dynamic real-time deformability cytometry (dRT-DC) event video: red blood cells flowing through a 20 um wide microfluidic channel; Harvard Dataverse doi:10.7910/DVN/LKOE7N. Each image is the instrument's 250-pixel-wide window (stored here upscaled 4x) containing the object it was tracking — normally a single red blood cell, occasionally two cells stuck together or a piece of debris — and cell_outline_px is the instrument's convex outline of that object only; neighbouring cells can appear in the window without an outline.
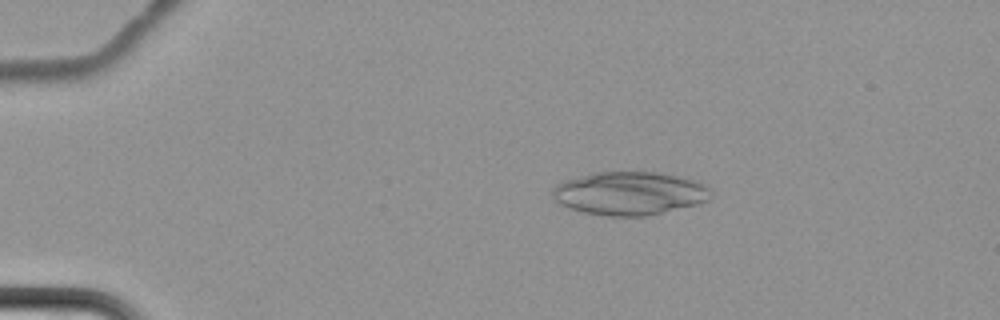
{"species": "common noctule bat (a hibernating species)", "species_latin": "Nyctalus noctula", "temperature_condition": "cold", "stored_images_in_passage": 6, "camera_frame_rate_fps": 3000, "um_per_image_px": 0.085, "animal": {"sex": "female", "body_mass_g": 22.7, "forearm_length_mm": 54.2}, "frame": {"image": 1, "passage_image": 4, "time_ms": 3.667, "image_size_px": [1000, 320], "cell_outline_px": [[712, 196], [708, 200], [700, 204], [648, 216], [604, 216], [584, 212], [568, 208], [552, 200], [552, 188], [556, 184], [564, 180], [596, 172], [656, 172], [696, 180], [704, 184], [712, 192]], "centroid_in_image_um": [53.5, 16.44], "position_along_channel_um": 31.5, "area_um2": 40.34}}